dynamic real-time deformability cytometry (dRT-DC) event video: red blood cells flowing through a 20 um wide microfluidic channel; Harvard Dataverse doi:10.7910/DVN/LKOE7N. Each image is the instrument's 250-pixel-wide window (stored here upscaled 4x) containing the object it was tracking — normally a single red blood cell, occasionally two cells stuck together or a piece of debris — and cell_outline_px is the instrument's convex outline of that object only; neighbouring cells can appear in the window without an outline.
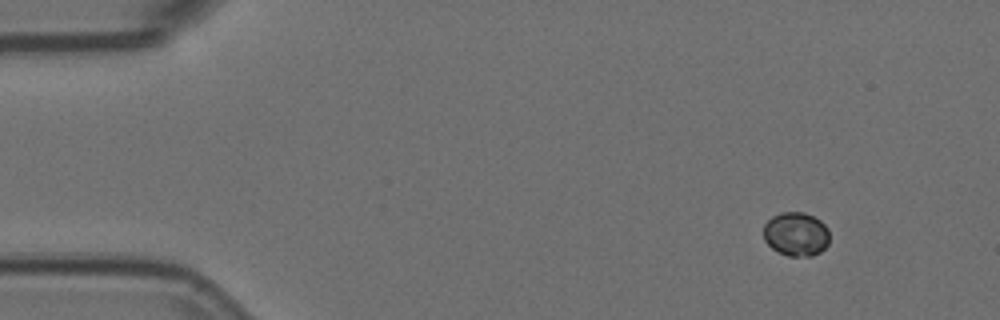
{"species": "Egyptian fruit bat (a non-hibernating species)", "species_latin": "Rousettus aegyptiacus", "temperature_condition": "room temperature", "stored_images_in_passage": 4, "camera_frame_rate_fps": 3000, "um_per_image_px": 0.085, "animal": {"sex": "female"}, "frame": {"image": 1, "passage_image": 1, "time_ms": 0.0, "image_size_px": [1000, 320], "cell_outline_px": [[828, 244], [820, 252], [812, 256], [788, 256], [772, 248], [764, 240], [764, 224], [772, 216], [780, 212], [804, 212], [820, 220], [828, 228]], "centroid_in_image_um": [67.66, 19.89], "position_along_channel_um": 17.3, "area_um2": 16.88}}
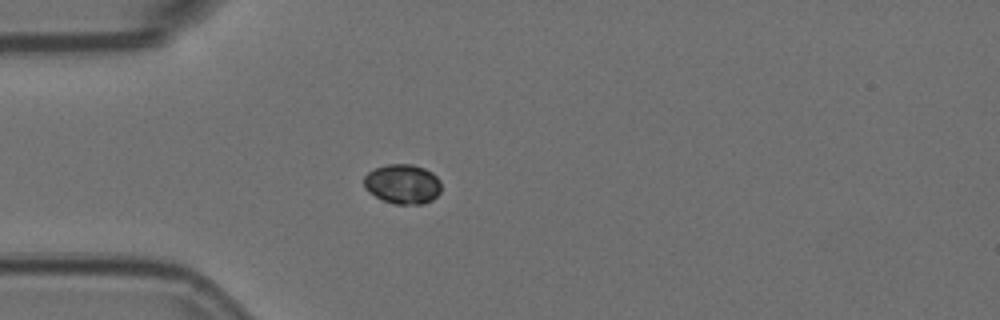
{"frame": {"image": 2, "passage_image": 4, "time_ms": 1.0, "image_size_px": [1000, 320], "cell_outline_px": [[440, 192], [432, 200], [424, 204], [396, 204], [384, 200], [368, 192], [364, 188], [364, 176], [368, 172], [376, 168], [388, 164], [412, 164], [424, 168], [432, 172], [440, 180]], "centroid_in_image_um": [34.23, 15.64], "position_along_channel_um": 50.8, "area_um2": 17.86}}